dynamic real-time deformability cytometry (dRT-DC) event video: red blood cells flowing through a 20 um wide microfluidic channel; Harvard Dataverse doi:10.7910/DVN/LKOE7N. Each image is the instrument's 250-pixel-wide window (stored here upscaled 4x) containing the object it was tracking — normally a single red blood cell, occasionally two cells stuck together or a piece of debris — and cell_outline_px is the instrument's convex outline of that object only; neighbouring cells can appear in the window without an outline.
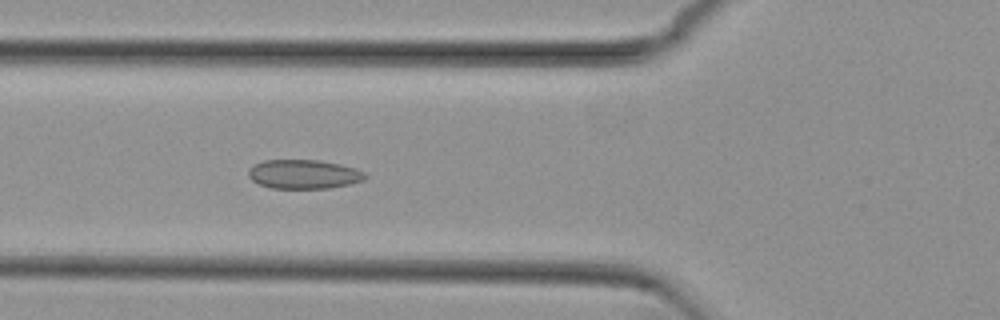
{"species": "common noctule bat (a hibernating species)", "species_latin": "Nyctalus noctula", "temperature_condition": "cold", "stored_images_in_passage": 47, "camera_frame_rate_fps": 3000, "um_per_image_px": 0.085, "animal": {"sex": "female", "body_mass_g": 29.2, "forearm_length_mm": 56.3}, "frame": {"image": 1, "passage_image": 13, "time_ms": 4.0, "image_size_px": [1000, 320], "cell_outline_px": [[368, 176], [364, 180], [348, 184], [328, 188], [272, 188], [260, 184], [252, 180], [248, 176], [248, 168], [252, 164], [264, 160], [320, 160], [340, 164], [356, 168], [364, 172]], "centroid_in_image_um": [25.8, 14.79], "position_along_channel_um": 100.0, "area_um2": 19.88}}
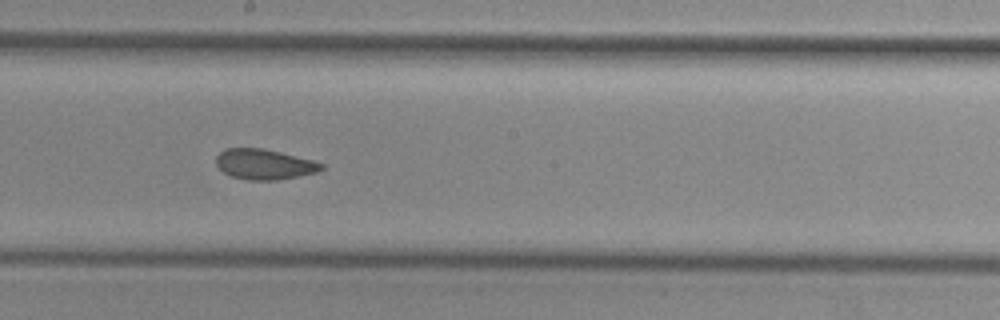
{"frame": {"image": 2, "passage_image": 23, "time_ms": 7.333, "image_size_px": [1000, 320], "cell_outline_px": [[324, 168], [316, 172], [276, 180], [248, 180], [232, 176], [224, 172], [216, 164], [216, 156], [224, 148], [264, 148], [312, 160], [324, 164]], "centroid_in_image_um": [22.44, 13.95], "position_along_channel_um": 225.8, "area_um2": 18.44}}
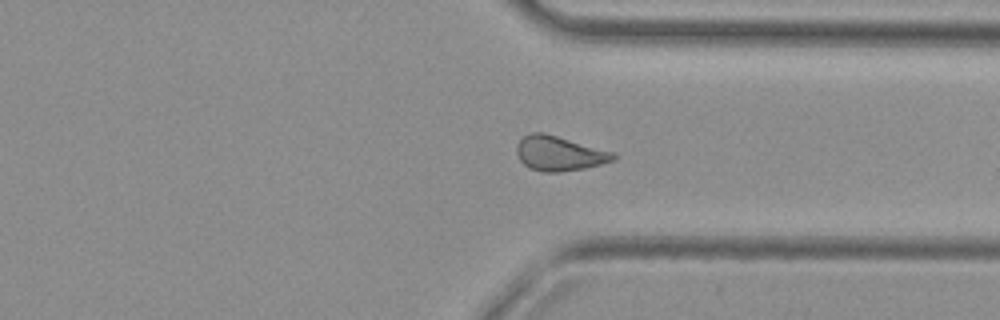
{"frame": {"image": 3, "passage_image": 34, "time_ms": 11.0, "image_size_px": [1000, 320], "cell_outline_px": [[616, 160], [584, 168], [560, 172], [540, 172], [528, 168], [520, 160], [516, 152], [516, 144], [524, 136], [532, 132], [544, 132], [616, 152]], "centroid_in_image_um": [47.54, 13.04], "position_along_channel_um": 363.9, "area_um2": 19.83}, "authors_computed_cell_mechanics": {"area_um2": 19.4208, "velocity_mm_per_s": 3.7683, "shape_relaxation_time_tau1_ms": null, "shape_relaxation_time_tau2_ms": 1.6324, "deformation_change_tau1": null, "deformation_change_tau2": 0.0802}}